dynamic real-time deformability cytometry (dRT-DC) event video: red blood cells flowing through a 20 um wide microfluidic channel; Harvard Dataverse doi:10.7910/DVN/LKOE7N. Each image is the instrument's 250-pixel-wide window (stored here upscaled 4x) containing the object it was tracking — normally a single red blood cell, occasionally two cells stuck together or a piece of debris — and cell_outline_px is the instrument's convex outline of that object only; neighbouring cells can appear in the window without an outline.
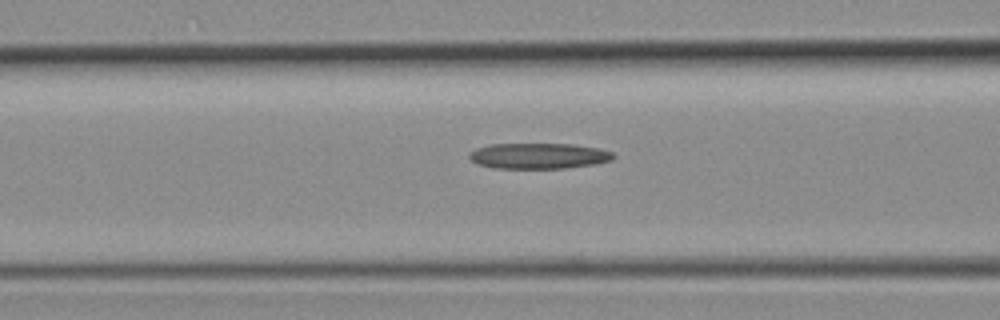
{"species": "common noctule bat (a hibernating species)", "species_latin": "Nyctalus noctula", "temperature_condition": "room temperature", "stored_images_in_passage": 5, "camera_frame_rate_fps": 3000, "um_per_image_px": 0.085, "animal": {"sex": "female", "body_mass_g": 19.3, "forearm_length_mm": 54.1}, "frame": {"image": 1, "passage_image": 5, "time_ms": 1.333, "image_size_px": [1000, 320], "cell_outline_px": [[616, 156], [612, 160], [596, 164], [564, 168], [492, 168], [476, 164], [468, 156], [476, 148], [492, 144], [572, 144], [596, 148], [612, 152]], "centroid_in_image_um": [45.79, 13.26], "position_along_channel_um": 120.8, "area_um2": 21.5}}